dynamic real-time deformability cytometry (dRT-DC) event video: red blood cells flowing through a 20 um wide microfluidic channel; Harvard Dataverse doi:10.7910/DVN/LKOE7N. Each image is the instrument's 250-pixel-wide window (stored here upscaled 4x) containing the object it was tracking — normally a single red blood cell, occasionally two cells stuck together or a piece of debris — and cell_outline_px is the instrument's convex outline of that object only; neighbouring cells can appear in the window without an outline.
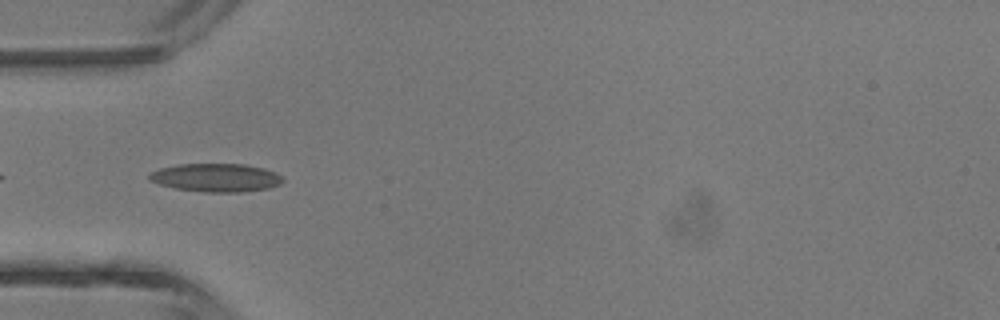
{"species": "common noctule bat (a hibernating species)", "species_latin": "Nyctalus noctula", "temperature_condition": "room temperature", "stored_images_in_passage": 4, "camera_frame_rate_fps": 3000, "um_per_image_px": 0.085, "animal": {"sex": "male", "body_mass_g": 13.3}, "frame": {"image": 1, "passage_image": 4, "time_ms": 3.333, "image_size_px": [1000, 320], "cell_outline_px": [[284, 180], [280, 184], [268, 188], [240, 192], [204, 192], [176, 188], [160, 184], [148, 180], [148, 176], [152, 172], [160, 168], [176, 164], [244, 164], [264, 168], [280, 176]], "centroid_in_image_um": [18.34, 15.09], "position_along_channel_um": 66.7, "area_um2": 21.85}}